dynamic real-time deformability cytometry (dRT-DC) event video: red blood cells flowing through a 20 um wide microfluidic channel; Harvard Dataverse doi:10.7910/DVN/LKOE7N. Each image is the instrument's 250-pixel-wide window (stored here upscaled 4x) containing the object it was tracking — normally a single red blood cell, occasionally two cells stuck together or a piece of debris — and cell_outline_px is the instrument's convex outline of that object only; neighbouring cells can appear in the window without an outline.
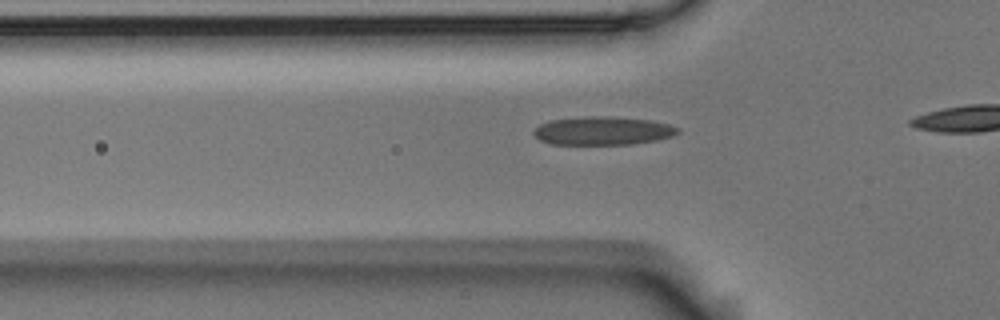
{"species": "Egyptian fruit bat (a non-hibernating species)", "species_latin": "Rousettus aegyptiacus", "temperature_condition": "room temperature", "stored_images_in_passage": 8, "camera_frame_rate_fps": 3000, "um_per_image_px": 0.085, "animal": {"sex": "male"}, "frame": {"image": 1, "passage_image": 2, "time_ms": 0.333, "image_size_px": [1000, 320], "cell_outline_px": [[680, 132], [672, 136], [656, 140], [632, 144], [548, 144], [540, 140], [532, 132], [540, 124], [548, 120], [592, 116], [608, 116], [652, 120], [668, 124], [680, 128]], "centroid_in_image_um": [51.24, 11.11], "position_along_channel_um": 74.6, "area_um2": 23.87}}
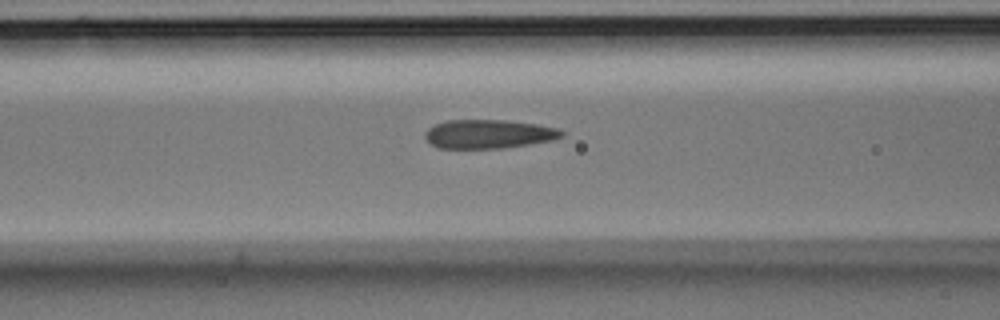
{"frame": {"image": 2, "passage_image": 6, "time_ms": 1.667, "image_size_px": [1000, 320], "cell_outline_px": [[564, 136], [552, 140], [504, 148], [440, 148], [432, 144], [424, 136], [424, 132], [428, 128], [436, 124], [448, 120], [504, 120], [536, 124], [556, 128], [564, 132]], "centroid_in_image_um": [41.53, 11.39], "position_along_channel_um": 125.1, "area_um2": 22.77}}